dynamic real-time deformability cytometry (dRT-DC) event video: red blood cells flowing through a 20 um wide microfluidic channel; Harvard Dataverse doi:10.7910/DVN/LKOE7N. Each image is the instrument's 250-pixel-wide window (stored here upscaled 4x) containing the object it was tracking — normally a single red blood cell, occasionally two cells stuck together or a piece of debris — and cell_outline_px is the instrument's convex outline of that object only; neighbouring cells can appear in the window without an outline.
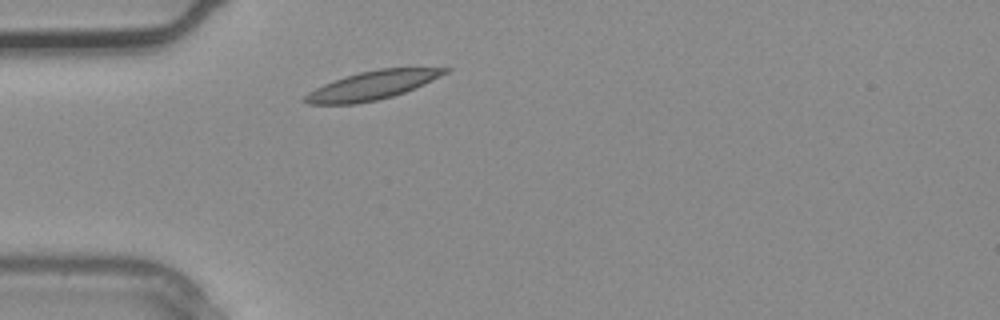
{"species": "common noctule bat (a hibernating species)", "species_latin": "Nyctalus noctula", "temperature_condition": "warm", "stored_images_in_passage": 1, "camera_frame_rate_fps": 3000, "um_per_image_px": 0.085, "animal": {"sex": "male", "body_mass_g": 20.4}, "frame": {"image": 1, "passage_image": 1, "time_ms": 0.0, "image_size_px": [1000, 320], "cell_outline_px": [[452, 68], [448, 72], [440, 76], [404, 92], [392, 96], [376, 100], [356, 104], [308, 104], [300, 100], [308, 92], [324, 84], [344, 76], [360, 72], [380, 68]], "centroid_in_image_um": [31.57, 7.26], "position_along_channel_um": 53.4, "area_um2": 23.0}}